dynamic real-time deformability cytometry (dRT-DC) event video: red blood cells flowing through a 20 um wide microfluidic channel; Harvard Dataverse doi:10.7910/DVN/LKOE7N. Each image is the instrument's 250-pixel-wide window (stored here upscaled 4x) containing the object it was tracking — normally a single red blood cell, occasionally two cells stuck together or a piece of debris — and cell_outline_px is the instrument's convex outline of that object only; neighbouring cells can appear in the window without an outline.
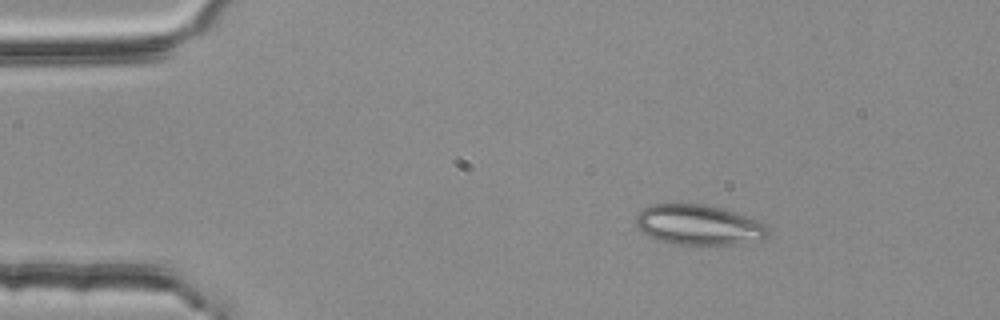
{"species": "common noctule bat (a hibernating species)", "species_latin": "Nyctalus noctula", "temperature_condition": "room temperature", "stored_images_in_passage": 3, "camera_frame_rate_fps": 3000, "um_per_image_px": 0.085, "animal": {"sex": "female", "body_mass_g": 25.1}, "frame": {"image": 1, "passage_image": 1, "time_ms": 0.0, "image_size_px": [1000, 320], "cell_outline_px": [[768, 236], [764, 240], [732, 244], [672, 244], [660, 240], [644, 232], [636, 224], [636, 216], [644, 208], [652, 204], [704, 204], [724, 208], [764, 224], [768, 228]], "centroid_in_image_um": [59.41, 19.11], "position_along_channel_um": 25.6, "area_um2": 30.52}}